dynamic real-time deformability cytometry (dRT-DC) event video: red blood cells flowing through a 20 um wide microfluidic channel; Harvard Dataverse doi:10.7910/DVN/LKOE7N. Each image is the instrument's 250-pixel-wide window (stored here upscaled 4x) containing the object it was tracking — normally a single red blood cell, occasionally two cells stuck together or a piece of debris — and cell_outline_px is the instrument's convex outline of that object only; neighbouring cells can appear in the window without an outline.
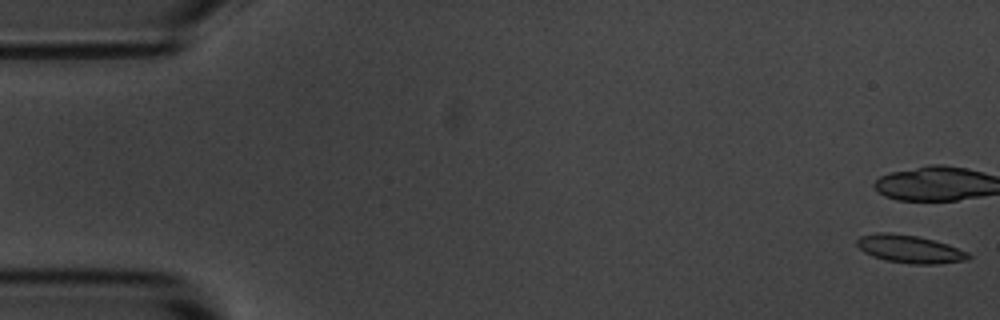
{"species": "common noctule bat (a hibernating species)", "species_latin": "Nyctalus noctula", "temperature_condition": "room temperature", "stored_images_in_passage": 18, "camera_frame_rate_fps": 3000, "um_per_image_px": 0.085, "animal": {"sex": "male", "body_mass_g": 20.1, "forearm_length_mm": 53.5}, "frame": {"image": 1, "passage_image": 1, "time_ms": 0.0, "image_size_px": [1000, 320], "cell_outline_px": [[972, 256], [968, 260], [936, 264], [912, 264], [884, 260], [872, 256], [864, 252], [856, 244], [856, 240], [860, 236], [876, 232], [888, 232], [916, 236], [948, 244], [968, 252]], "centroid_in_image_um": [77.32, 21.17], "position_along_channel_um": 7.7, "area_um2": 18.15}}